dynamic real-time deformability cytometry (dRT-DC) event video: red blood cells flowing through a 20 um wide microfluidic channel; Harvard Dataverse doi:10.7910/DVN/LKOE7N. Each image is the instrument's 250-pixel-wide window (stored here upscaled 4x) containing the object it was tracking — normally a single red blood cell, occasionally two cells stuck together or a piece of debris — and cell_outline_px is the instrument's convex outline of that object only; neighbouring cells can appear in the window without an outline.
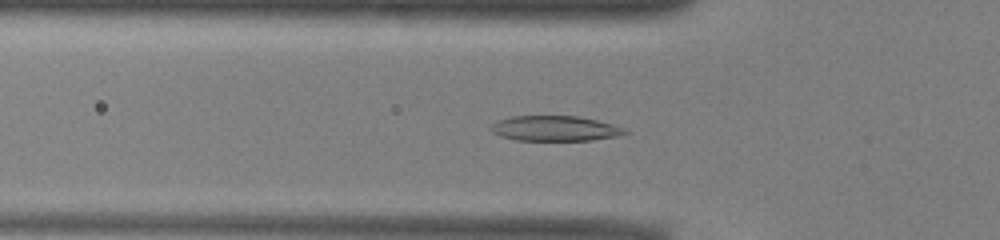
{"species": "common noctule bat (a hibernating species)", "species_latin": "Nyctalus noctula", "temperature_condition": "warm", "stored_images_in_passage": 39, "camera_frame_rate_fps": 3000, "um_per_image_px": 0.085, "animal": {"sex": "male", "body_mass_g": 13.0, "forearm_length_mm": 53.1}, "frame": {"image": 1, "passage_image": 4, "time_ms": 1.0, "image_size_px": [1000, 240], "cell_outline_px": [[628, 132], [620, 136], [592, 140], [516, 140], [492, 132], [492, 124], [500, 120], [512, 116], [580, 116], [612, 124], [624, 128]], "centroid_in_image_um": [47.23, 10.91], "position_along_channel_um": 78.6, "area_um2": 19.42}}
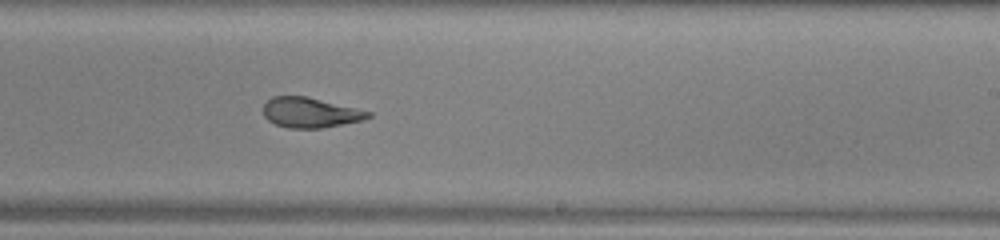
{"frame": {"image": 2, "passage_image": 18, "time_ms": 5.667, "image_size_px": [1000, 240], "cell_outline_px": [[372, 116], [364, 120], [324, 128], [288, 128], [276, 124], [268, 120], [264, 116], [264, 104], [272, 96], [308, 96], [372, 112]], "centroid_in_image_um": [26.4, 9.57], "position_along_channel_um": 262.6, "area_um2": 18.5}}
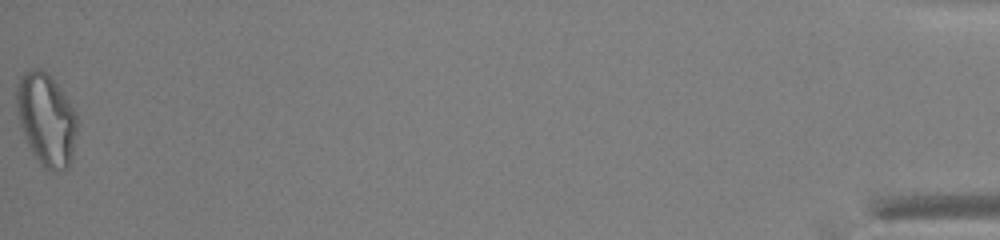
{"frame": {"image": 3, "passage_image": 39, "time_ms": 12.667, "image_size_px": [1000, 240], "cell_outline_px": [[76, 132], [72, 156], [68, 168], [52, 172], [44, 168], [32, 152], [24, 136], [20, 124], [16, 108], [16, 88], [20, 76], [24, 72], [32, 68], [44, 68], [56, 84], [76, 112]], "centroid_in_image_um": [3.91, 10.14], "position_along_channel_um": 431.3, "area_um2": 32.43}, "authors_computed_cell_mechanics": {"area_um2": 19.652, "velocity_mm_per_s": 3.9372, "shape_relaxation_time_tau1_ms": 8.1022, "shape_relaxation_time_tau2_ms": 1.9103, "deformation_change_tau1": 0.2444, "deformation_change_tau2": 0.0832}}